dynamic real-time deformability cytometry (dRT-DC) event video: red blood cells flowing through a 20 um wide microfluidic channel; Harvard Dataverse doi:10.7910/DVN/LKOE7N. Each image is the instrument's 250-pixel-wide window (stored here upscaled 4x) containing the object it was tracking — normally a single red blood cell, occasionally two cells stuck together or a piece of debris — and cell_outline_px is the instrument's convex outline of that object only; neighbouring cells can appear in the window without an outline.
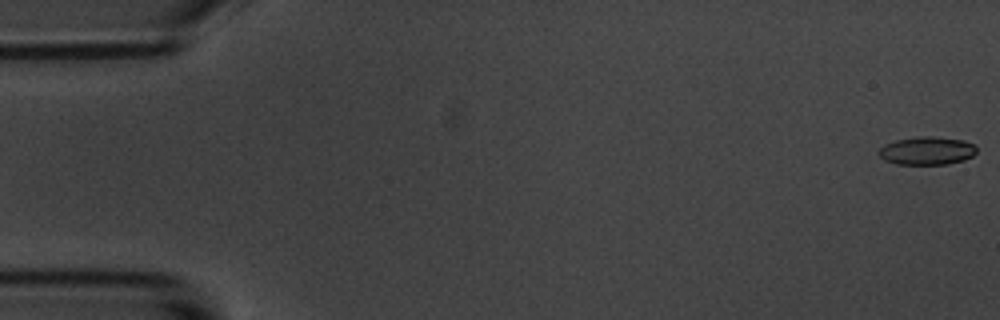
{"species": "common noctule bat (a hibernating species)", "species_latin": "Nyctalus noctula", "temperature_condition": "room temperature", "stored_images_in_passage": 46, "camera_frame_rate_fps": 3000, "um_per_image_px": 0.085, "animal": {"sex": "male", "body_mass_g": 20.1, "forearm_length_mm": 53.5}, "frame": {"image": 1, "passage_image": 1, "time_ms": 0.0, "image_size_px": [1000, 320], "cell_outline_px": [[976, 152], [972, 156], [964, 160], [948, 164], [896, 164], [884, 160], [876, 152], [884, 144], [896, 140], [916, 136], [936, 136], [964, 140], [976, 144]], "centroid_in_image_um": [78.79, 12.8], "position_along_channel_um": 6.2, "area_um2": 16.3}}
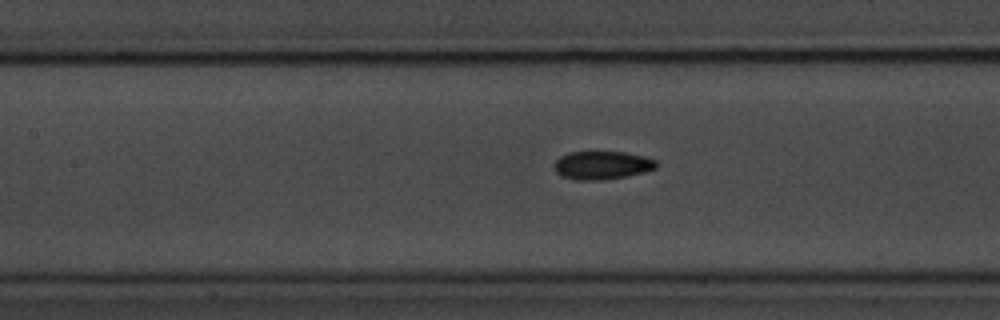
{"frame": {"image": 2, "passage_image": 25, "time_ms": 8.0, "image_size_px": [1000, 320], "cell_outline_px": [[660, 164], [656, 168], [644, 172], [604, 180], [576, 180], [564, 176], [556, 172], [556, 160], [560, 156], [568, 152], [624, 152], [644, 156], [656, 160]], "centroid_in_image_um": [51.22, 14.04], "position_along_channel_um": 156.2, "area_um2": 16.7}}
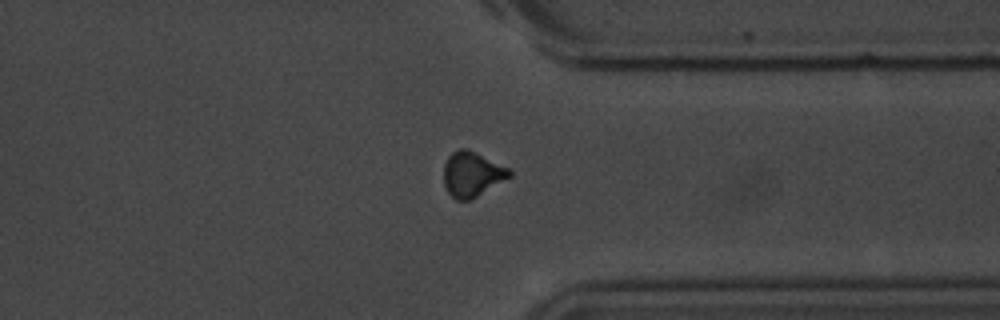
{"frame": {"image": 3, "passage_image": 43, "time_ms": 14.0, "image_size_px": [1000, 320], "cell_outline_px": [[512, 176], [472, 200], [456, 200], [448, 192], [444, 184], [444, 164], [448, 156], [452, 152], [460, 148], [468, 148], [508, 168], [512, 172]], "centroid_in_image_um": [40.12, 14.81], "position_along_channel_um": 371.3, "area_um2": 17.34}}